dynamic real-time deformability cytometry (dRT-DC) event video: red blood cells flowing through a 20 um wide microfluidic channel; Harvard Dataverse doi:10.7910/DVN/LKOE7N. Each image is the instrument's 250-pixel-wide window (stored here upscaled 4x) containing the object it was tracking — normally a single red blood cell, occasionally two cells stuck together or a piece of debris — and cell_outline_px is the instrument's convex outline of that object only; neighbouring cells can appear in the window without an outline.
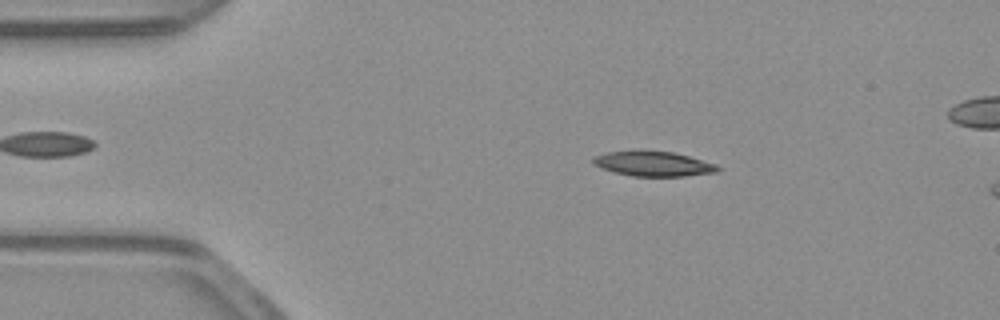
{"species": "common noctule bat (a hibernating species)", "species_latin": "Nyctalus noctula", "temperature_condition": "warm", "stored_images_in_passage": 45, "camera_frame_rate_fps": 3000, "um_per_image_px": 0.085, "animal": {"sex": "male", "body_mass_g": 23.1, "forearm_length_mm": 52.7}, "frame": {"image": 1, "passage_image": 9, "time_ms": 2.667, "image_size_px": [1000, 320], "cell_outline_px": [[720, 172], [684, 176], [632, 176], [616, 172], [592, 164], [592, 156], [604, 152], [636, 148], [640, 148], [672, 152], [688, 156], [716, 164], [720, 168]], "centroid_in_image_um": [55.48, 13.88], "position_along_channel_um": 29.5, "area_um2": 18.67}}
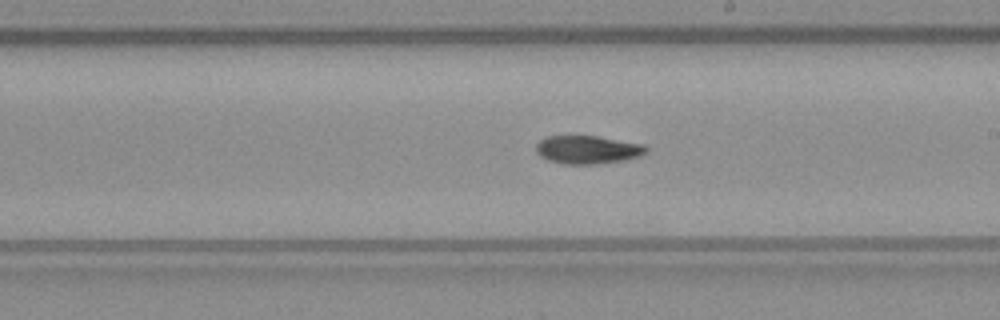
{"frame": {"image": 2, "passage_image": 29, "time_ms": 9.333, "image_size_px": [1000, 320], "cell_outline_px": [[648, 152], [640, 156], [624, 160], [596, 164], [564, 164], [548, 160], [540, 156], [536, 152], [536, 144], [540, 140], [548, 136], [596, 136], [644, 144], [648, 148]], "centroid_in_image_um": [49.96, 12.72], "position_along_channel_um": 239.0, "area_um2": 18.15}}
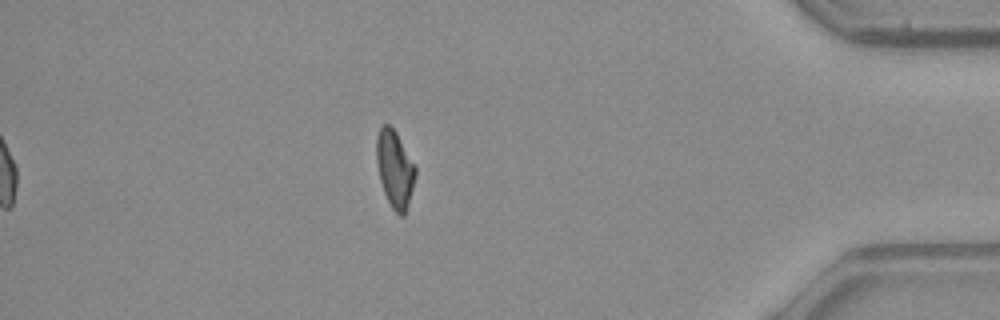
{"frame": {"image": 3, "passage_image": 45, "time_ms": 14.667, "image_size_px": [1000, 320], "cell_outline_px": [[416, 176], [408, 204], [404, 216], [400, 216], [392, 208], [384, 192], [380, 180], [376, 160], [376, 136], [380, 124], [388, 124], [396, 132], [416, 168]], "centroid_in_image_um": [33.54, 14.34], "position_along_channel_um": 401.7, "area_um2": 17.4}, "authors_computed_cell_mechanics": {"area_um2": 18.2648, "velocity_mm_per_s": 3.9166, "shape_relaxation_time_tau1_ms": 6.8626, "shape_relaxation_time_tau2_ms": null, "deformation_change_tau1": 0.1875, "deformation_change_tau2": null}}